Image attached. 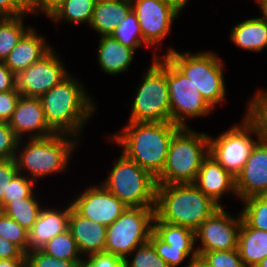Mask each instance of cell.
I'll use <instances>...</instances> for the list:
<instances>
[{"mask_svg": "<svg viewBox=\"0 0 267 267\" xmlns=\"http://www.w3.org/2000/svg\"><path fill=\"white\" fill-rule=\"evenodd\" d=\"M229 37L236 47L259 53L267 47V20L261 16L242 20L232 27Z\"/></svg>", "mask_w": 267, "mask_h": 267, "instance_id": "24", "label": "cell"}, {"mask_svg": "<svg viewBox=\"0 0 267 267\" xmlns=\"http://www.w3.org/2000/svg\"><path fill=\"white\" fill-rule=\"evenodd\" d=\"M180 128L171 121L127 122L121 132L108 139L122 148L126 158L157 178L165 165L172 137Z\"/></svg>", "mask_w": 267, "mask_h": 267, "instance_id": "1", "label": "cell"}, {"mask_svg": "<svg viewBox=\"0 0 267 267\" xmlns=\"http://www.w3.org/2000/svg\"><path fill=\"white\" fill-rule=\"evenodd\" d=\"M101 1H119V0H101Z\"/></svg>", "mask_w": 267, "mask_h": 267, "instance_id": "55", "label": "cell"}, {"mask_svg": "<svg viewBox=\"0 0 267 267\" xmlns=\"http://www.w3.org/2000/svg\"><path fill=\"white\" fill-rule=\"evenodd\" d=\"M41 250L47 255L67 261H84L76 241L68 229L48 241Z\"/></svg>", "mask_w": 267, "mask_h": 267, "instance_id": "30", "label": "cell"}, {"mask_svg": "<svg viewBox=\"0 0 267 267\" xmlns=\"http://www.w3.org/2000/svg\"><path fill=\"white\" fill-rule=\"evenodd\" d=\"M99 37L97 61L101 70L112 76L127 71L133 62L135 50L123 45L111 35Z\"/></svg>", "mask_w": 267, "mask_h": 267, "instance_id": "22", "label": "cell"}, {"mask_svg": "<svg viewBox=\"0 0 267 267\" xmlns=\"http://www.w3.org/2000/svg\"><path fill=\"white\" fill-rule=\"evenodd\" d=\"M247 110L258 121H267V90H257L247 102Z\"/></svg>", "mask_w": 267, "mask_h": 267, "instance_id": "43", "label": "cell"}, {"mask_svg": "<svg viewBox=\"0 0 267 267\" xmlns=\"http://www.w3.org/2000/svg\"><path fill=\"white\" fill-rule=\"evenodd\" d=\"M15 76L4 62H0V92L10 91L16 87Z\"/></svg>", "mask_w": 267, "mask_h": 267, "instance_id": "47", "label": "cell"}, {"mask_svg": "<svg viewBox=\"0 0 267 267\" xmlns=\"http://www.w3.org/2000/svg\"><path fill=\"white\" fill-rule=\"evenodd\" d=\"M20 96L16 87L10 91L0 92V122H9Z\"/></svg>", "mask_w": 267, "mask_h": 267, "instance_id": "42", "label": "cell"}, {"mask_svg": "<svg viewBox=\"0 0 267 267\" xmlns=\"http://www.w3.org/2000/svg\"><path fill=\"white\" fill-rule=\"evenodd\" d=\"M185 267H211L201 256H196L195 258L189 260Z\"/></svg>", "mask_w": 267, "mask_h": 267, "instance_id": "49", "label": "cell"}, {"mask_svg": "<svg viewBox=\"0 0 267 267\" xmlns=\"http://www.w3.org/2000/svg\"><path fill=\"white\" fill-rule=\"evenodd\" d=\"M0 259H26V257L17 245L0 236Z\"/></svg>", "mask_w": 267, "mask_h": 267, "instance_id": "46", "label": "cell"}, {"mask_svg": "<svg viewBox=\"0 0 267 267\" xmlns=\"http://www.w3.org/2000/svg\"><path fill=\"white\" fill-rule=\"evenodd\" d=\"M17 173L15 158L0 160V210L4 208V194H7L8 185Z\"/></svg>", "mask_w": 267, "mask_h": 267, "instance_id": "40", "label": "cell"}, {"mask_svg": "<svg viewBox=\"0 0 267 267\" xmlns=\"http://www.w3.org/2000/svg\"><path fill=\"white\" fill-rule=\"evenodd\" d=\"M219 208L194 183L157 184L154 209L160 221L195 231Z\"/></svg>", "mask_w": 267, "mask_h": 267, "instance_id": "3", "label": "cell"}, {"mask_svg": "<svg viewBox=\"0 0 267 267\" xmlns=\"http://www.w3.org/2000/svg\"><path fill=\"white\" fill-rule=\"evenodd\" d=\"M255 267H267V257L264 258L257 266Z\"/></svg>", "mask_w": 267, "mask_h": 267, "instance_id": "53", "label": "cell"}, {"mask_svg": "<svg viewBox=\"0 0 267 267\" xmlns=\"http://www.w3.org/2000/svg\"><path fill=\"white\" fill-rule=\"evenodd\" d=\"M79 79L69 74L39 99L48 126L55 132L80 138L96 112L95 101Z\"/></svg>", "mask_w": 267, "mask_h": 267, "instance_id": "2", "label": "cell"}, {"mask_svg": "<svg viewBox=\"0 0 267 267\" xmlns=\"http://www.w3.org/2000/svg\"><path fill=\"white\" fill-rule=\"evenodd\" d=\"M36 183L19 172L10 181L7 194H4V207L11 201L28 198L35 190Z\"/></svg>", "mask_w": 267, "mask_h": 267, "instance_id": "36", "label": "cell"}, {"mask_svg": "<svg viewBox=\"0 0 267 267\" xmlns=\"http://www.w3.org/2000/svg\"><path fill=\"white\" fill-rule=\"evenodd\" d=\"M70 203L79 215L105 226L111 225L128 207L101 183L86 187Z\"/></svg>", "mask_w": 267, "mask_h": 267, "instance_id": "15", "label": "cell"}, {"mask_svg": "<svg viewBox=\"0 0 267 267\" xmlns=\"http://www.w3.org/2000/svg\"><path fill=\"white\" fill-rule=\"evenodd\" d=\"M169 1L173 2L181 10H184L183 8L189 2V0H169Z\"/></svg>", "mask_w": 267, "mask_h": 267, "instance_id": "50", "label": "cell"}, {"mask_svg": "<svg viewBox=\"0 0 267 267\" xmlns=\"http://www.w3.org/2000/svg\"><path fill=\"white\" fill-rule=\"evenodd\" d=\"M243 117L240 123H235L216 138L208 135L209 154L234 178L246 164L252 148L263 137L258 120L247 107Z\"/></svg>", "mask_w": 267, "mask_h": 267, "instance_id": "8", "label": "cell"}, {"mask_svg": "<svg viewBox=\"0 0 267 267\" xmlns=\"http://www.w3.org/2000/svg\"><path fill=\"white\" fill-rule=\"evenodd\" d=\"M194 184L220 207L225 193L237 196L235 178L210 154L202 161Z\"/></svg>", "mask_w": 267, "mask_h": 267, "instance_id": "18", "label": "cell"}, {"mask_svg": "<svg viewBox=\"0 0 267 267\" xmlns=\"http://www.w3.org/2000/svg\"><path fill=\"white\" fill-rule=\"evenodd\" d=\"M241 222L240 213L235 218L223 206L217 209L195 230V244L197 241L200 243L196 247L197 255L208 251L237 249Z\"/></svg>", "mask_w": 267, "mask_h": 267, "instance_id": "13", "label": "cell"}, {"mask_svg": "<svg viewBox=\"0 0 267 267\" xmlns=\"http://www.w3.org/2000/svg\"><path fill=\"white\" fill-rule=\"evenodd\" d=\"M131 10L132 4L130 0H97L89 27L100 34L99 36H109Z\"/></svg>", "mask_w": 267, "mask_h": 267, "instance_id": "23", "label": "cell"}, {"mask_svg": "<svg viewBox=\"0 0 267 267\" xmlns=\"http://www.w3.org/2000/svg\"><path fill=\"white\" fill-rule=\"evenodd\" d=\"M8 124L19 140L24 134L29 135L26 139L46 138L55 134L46 123L39 98L21 95Z\"/></svg>", "mask_w": 267, "mask_h": 267, "instance_id": "17", "label": "cell"}, {"mask_svg": "<svg viewBox=\"0 0 267 267\" xmlns=\"http://www.w3.org/2000/svg\"><path fill=\"white\" fill-rule=\"evenodd\" d=\"M149 242L153 245L157 255L161 257L169 267H179L189 257L181 250L162 241L154 232L151 233Z\"/></svg>", "mask_w": 267, "mask_h": 267, "instance_id": "37", "label": "cell"}, {"mask_svg": "<svg viewBox=\"0 0 267 267\" xmlns=\"http://www.w3.org/2000/svg\"><path fill=\"white\" fill-rule=\"evenodd\" d=\"M44 207L29 231L30 250L41 249L55 236L68 230L71 203L64 210Z\"/></svg>", "mask_w": 267, "mask_h": 267, "instance_id": "20", "label": "cell"}, {"mask_svg": "<svg viewBox=\"0 0 267 267\" xmlns=\"http://www.w3.org/2000/svg\"><path fill=\"white\" fill-rule=\"evenodd\" d=\"M262 132H263V137L267 140V121H258Z\"/></svg>", "mask_w": 267, "mask_h": 267, "instance_id": "51", "label": "cell"}, {"mask_svg": "<svg viewBox=\"0 0 267 267\" xmlns=\"http://www.w3.org/2000/svg\"><path fill=\"white\" fill-rule=\"evenodd\" d=\"M211 267H246L238 249L208 251L200 255Z\"/></svg>", "mask_w": 267, "mask_h": 267, "instance_id": "38", "label": "cell"}, {"mask_svg": "<svg viewBox=\"0 0 267 267\" xmlns=\"http://www.w3.org/2000/svg\"><path fill=\"white\" fill-rule=\"evenodd\" d=\"M254 1H255V3L258 4L259 7H261L264 3L267 2V0H254Z\"/></svg>", "mask_w": 267, "mask_h": 267, "instance_id": "54", "label": "cell"}, {"mask_svg": "<svg viewBox=\"0 0 267 267\" xmlns=\"http://www.w3.org/2000/svg\"><path fill=\"white\" fill-rule=\"evenodd\" d=\"M69 74L52 48L40 60L15 76L16 88L22 96L40 98Z\"/></svg>", "mask_w": 267, "mask_h": 267, "instance_id": "14", "label": "cell"}, {"mask_svg": "<svg viewBox=\"0 0 267 267\" xmlns=\"http://www.w3.org/2000/svg\"><path fill=\"white\" fill-rule=\"evenodd\" d=\"M36 197L33 192L28 198L9 202L1 211L30 231L43 208Z\"/></svg>", "mask_w": 267, "mask_h": 267, "instance_id": "28", "label": "cell"}, {"mask_svg": "<svg viewBox=\"0 0 267 267\" xmlns=\"http://www.w3.org/2000/svg\"><path fill=\"white\" fill-rule=\"evenodd\" d=\"M101 184L128 207H155L157 181L122 153Z\"/></svg>", "mask_w": 267, "mask_h": 267, "instance_id": "9", "label": "cell"}, {"mask_svg": "<svg viewBox=\"0 0 267 267\" xmlns=\"http://www.w3.org/2000/svg\"><path fill=\"white\" fill-rule=\"evenodd\" d=\"M62 2V0H26L30 15L44 14L47 17Z\"/></svg>", "mask_w": 267, "mask_h": 267, "instance_id": "45", "label": "cell"}, {"mask_svg": "<svg viewBox=\"0 0 267 267\" xmlns=\"http://www.w3.org/2000/svg\"><path fill=\"white\" fill-rule=\"evenodd\" d=\"M209 154L208 134L181 127L172 137L157 184L195 183L202 161Z\"/></svg>", "mask_w": 267, "mask_h": 267, "instance_id": "5", "label": "cell"}, {"mask_svg": "<svg viewBox=\"0 0 267 267\" xmlns=\"http://www.w3.org/2000/svg\"><path fill=\"white\" fill-rule=\"evenodd\" d=\"M165 57L199 90L207 103L215 109L226 99V84L224 82V63L212 51L178 52L171 47ZM216 105V106H215Z\"/></svg>", "mask_w": 267, "mask_h": 267, "instance_id": "6", "label": "cell"}, {"mask_svg": "<svg viewBox=\"0 0 267 267\" xmlns=\"http://www.w3.org/2000/svg\"><path fill=\"white\" fill-rule=\"evenodd\" d=\"M29 15L25 0H0V18Z\"/></svg>", "mask_w": 267, "mask_h": 267, "instance_id": "44", "label": "cell"}, {"mask_svg": "<svg viewBox=\"0 0 267 267\" xmlns=\"http://www.w3.org/2000/svg\"><path fill=\"white\" fill-rule=\"evenodd\" d=\"M130 1L141 26L144 41L153 49L160 48L182 10L169 0Z\"/></svg>", "mask_w": 267, "mask_h": 267, "instance_id": "12", "label": "cell"}, {"mask_svg": "<svg viewBox=\"0 0 267 267\" xmlns=\"http://www.w3.org/2000/svg\"><path fill=\"white\" fill-rule=\"evenodd\" d=\"M242 220L255 229L267 231V195L251 196L242 200Z\"/></svg>", "mask_w": 267, "mask_h": 267, "instance_id": "32", "label": "cell"}, {"mask_svg": "<svg viewBox=\"0 0 267 267\" xmlns=\"http://www.w3.org/2000/svg\"><path fill=\"white\" fill-rule=\"evenodd\" d=\"M18 141L8 122H0V160L15 158Z\"/></svg>", "mask_w": 267, "mask_h": 267, "instance_id": "39", "label": "cell"}, {"mask_svg": "<svg viewBox=\"0 0 267 267\" xmlns=\"http://www.w3.org/2000/svg\"><path fill=\"white\" fill-rule=\"evenodd\" d=\"M153 232L170 246L181 248L189 257V260L197 256L194 230L184 226L168 224L154 217Z\"/></svg>", "mask_w": 267, "mask_h": 267, "instance_id": "26", "label": "cell"}, {"mask_svg": "<svg viewBox=\"0 0 267 267\" xmlns=\"http://www.w3.org/2000/svg\"><path fill=\"white\" fill-rule=\"evenodd\" d=\"M0 236L17 245L25 254L30 250L29 231L0 210Z\"/></svg>", "mask_w": 267, "mask_h": 267, "instance_id": "33", "label": "cell"}, {"mask_svg": "<svg viewBox=\"0 0 267 267\" xmlns=\"http://www.w3.org/2000/svg\"><path fill=\"white\" fill-rule=\"evenodd\" d=\"M26 140L28 142L24 147L20 146L22 139L18 141L15 160L18 172L23 175L24 171L28 172L27 177L35 183L48 175L66 171L76 144L80 141L75 136L61 133Z\"/></svg>", "mask_w": 267, "mask_h": 267, "instance_id": "4", "label": "cell"}, {"mask_svg": "<svg viewBox=\"0 0 267 267\" xmlns=\"http://www.w3.org/2000/svg\"><path fill=\"white\" fill-rule=\"evenodd\" d=\"M82 267H124V265L120 256L99 252L86 256Z\"/></svg>", "mask_w": 267, "mask_h": 267, "instance_id": "41", "label": "cell"}, {"mask_svg": "<svg viewBox=\"0 0 267 267\" xmlns=\"http://www.w3.org/2000/svg\"><path fill=\"white\" fill-rule=\"evenodd\" d=\"M24 16L0 18V62H4L20 39L32 28L24 25Z\"/></svg>", "mask_w": 267, "mask_h": 267, "instance_id": "29", "label": "cell"}, {"mask_svg": "<svg viewBox=\"0 0 267 267\" xmlns=\"http://www.w3.org/2000/svg\"><path fill=\"white\" fill-rule=\"evenodd\" d=\"M132 254L133 257L131 256ZM129 256L133 259H129ZM123 265L124 267H169L168 264L157 255L150 242L137 247L123 260Z\"/></svg>", "mask_w": 267, "mask_h": 267, "instance_id": "34", "label": "cell"}, {"mask_svg": "<svg viewBox=\"0 0 267 267\" xmlns=\"http://www.w3.org/2000/svg\"><path fill=\"white\" fill-rule=\"evenodd\" d=\"M97 0H62L47 17L56 22H69L71 25L85 24L89 26Z\"/></svg>", "mask_w": 267, "mask_h": 267, "instance_id": "27", "label": "cell"}, {"mask_svg": "<svg viewBox=\"0 0 267 267\" xmlns=\"http://www.w3.org/2000/svg\"><path fill=\"white\" fill-rule=\"evenodd\" d=\"M43 35L32 28L20 39L11 50L4 64L15 74L24 71L45 56L53 46H50Z\"/></svg>", "mask_w": 267, "mask_h": 267, "instance_id": "21", "label": "cell"}, {"mask_svg": "<svg viewBox=\"0 0 267 267\" xmlns=\"http://www.w3.org/2000/svg\"><path fill=\"white\" fill-rule=\"evenodd\" d=\"M0 267H26V259H0Z\"/></svg>", "mask_w": 267, "mask_h": 267, "instance_id": "48", "label": "cell"}, {"mask_svg": "<svg viewBox=\"0 0 267 267\" xmlns=\"http://www.w3.org/2000/svg\"><path fill=\"white\" fill-rule=\"evenodd\" d=\"M237 249L246 267L257 266L267 257V231L249 227L242 220Z\"/></svg>", "mask_w": 267, "mask_h": 267, "instance_id": "25", "label": "cell"}, {"mask_svg": "<svg viewBox=\"0 0 267 267\" xmlns=\"http://www.w3.org/2000/svg\"><path fill=\"white\" fill-rule=\"evenodd\" d=\"M151 62L137 87L127 122L171 121L166 57L154 53Z\"/></svg>", "mask_w": 267, "mask_h": 267, "instance_id": "7", "label": "cell"}, {"mask_svg": "<svg viewBox=\"0 0 267 267\" xmlns=\"http://www.w3.org/2000/svg\"><path fill=\"white\" fill-rule=\"evenodd\" d=\"M166 78L172 123L180 127H189L187 119L190 121L192 118H201L212 113L214 109L202 97L191 80L181 73L167 58Z\"/></svg>", "mask_w": 267, "mask_h": 267, "instance_id": "11", "label": "cell"}, {"mask_svg": "<svg viewBox=\"0 0 267 267\" xmlns=\"http://www.w3.org/2000/svg\"><path fill=\"white\" fill-rule=\"evenodd\" d=\"M261 17L267 20V2L264 3L261 7Z\"/></svg>", "mask_w": 267, "mask_h": 267, "instance_id": "52", "label": "cell"}, {"mask_svg": "<svg viewBox=\"0 0 267 267\" xmlns=\"http://www.w3.org/2000/svg\"><path fill=\"white\" fill-rule=\"evenodd\" d=\"M26 267H82L84 261H67L47 255L41 249L29 250Z\"/></svg>", "mask_w": 267, "mask_h": 267, "instance_id": "35", "label": "cell"}, {"mask_svg": "<svg viewBox=\"0 0 267 267\" xmlns=\"http://www.w3.org/2000/svg\"><path fill=\"white\" fill-rule=\"evenodd\" d=\"M68 229L83 257L104 252L107 226L79 215L71 206Z\"/></svg>", "mask_w": 267, "mask_h": 267, "instance_id": "19", "label": "cell"}, {"mask_svg": "<svg viewBox=\"0 0 267 267\" xmlns=\"http://www.w3.org/2000/svg\"><path fill=\"white\" fill-rule=\"evenodd\" d=\"M111 36L123 45L128 46L135 51L141 46L150 48V46L144 41L141 26L139 25L137 16L133 10H131L126 18L119 23L118 27Z\"/></svg>", "mask_w": 267, "mask_h": 267, "instance_id": "31", "label": "cell"}, {"mask_svg": "<svg viewBox=\"0 0 267 267\" xmlns=\"http://www.w3.org/2000/svg\"><path fill=\"white\" fill-rule=\"evenodd\" d=\"M237 197L267 195V140L262 137L252 148L248 160L235 178Z\"/></svg>", "mask_w": 267, "mask_h": 267, "instance_id": "16", "label": "cell"}, {"mask_svg": "<svg viewBox=\"0 0 267 267\" xmlns=\"http://www.w3.org/2000/svg\"><path fill=\"white\" fill-rule=\"evenodd\" d=\"M155 207H127L107 226L104 252L120 256L123 260L137 247L149 242L153 232Z\"/></svg>", "mask_w": 267, "mask_h": 267, "instance_id": "10", "label": "cell"}]
</instances>
